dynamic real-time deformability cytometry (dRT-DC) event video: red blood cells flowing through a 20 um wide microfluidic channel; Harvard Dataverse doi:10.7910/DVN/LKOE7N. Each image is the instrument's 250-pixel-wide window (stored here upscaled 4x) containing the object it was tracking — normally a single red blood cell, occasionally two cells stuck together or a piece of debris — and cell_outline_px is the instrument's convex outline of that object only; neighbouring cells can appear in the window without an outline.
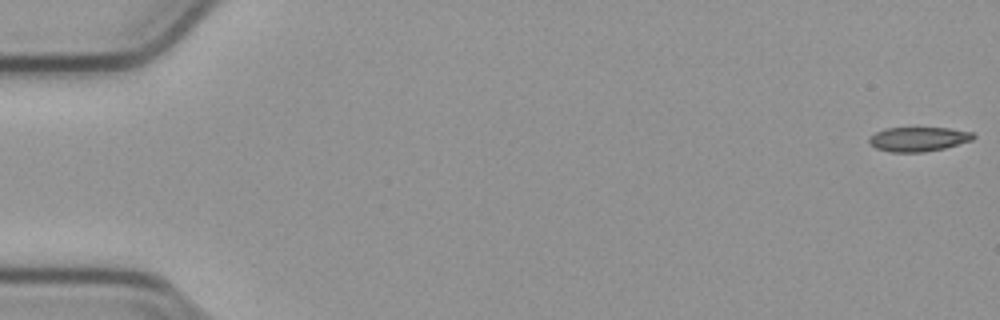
{"species": "common noctule bat (a hibernating species)", "species_latin": "Nyctalus noctula", "temperature_condition": "cold", "stored_images_in_passage": 55, "camera_frame_rate_fps": 3000, "um_per_image_px": 0.085, "animal": {"sex": "male", "body_mass_g": 23.1, "forearm_length_mm": 52.7}, "frame": {"image": 1, "passage_image": 1, "time_ms": 0.0, "image_size_px": [1000, 320], "cell_outline_px": [[976, 136], [972, 140], [944, 148], [924, 152], [892, 152], [876, 148], [868, 140], [868, 136], [884, 128], [948, 128], [972, 132]], "centroid_in_image_um": [78.05, 11.82], "position_along_channel_um": 7.0, "area_um2": 14.74}}
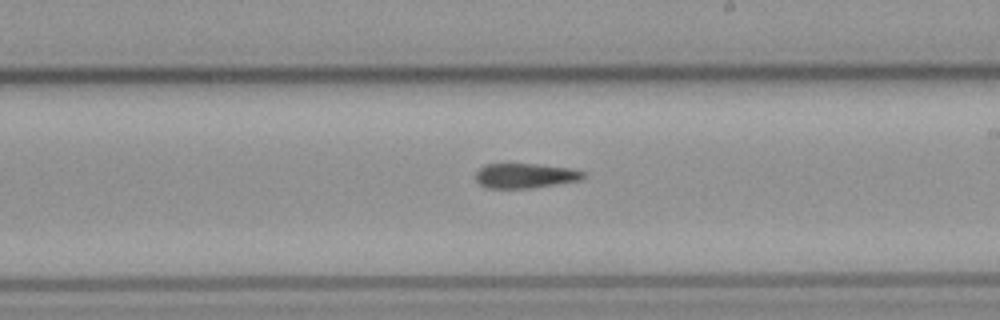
{"frame": {"image": 2, "passage_image": 32, "time_ms": 10.333, "image_size_px": [1000, 320], "cell_outline_px": [[584, 176], [580, 180], [532, 188], [488, 188], [480, 184], [476, 180], [476, 172], [484, 164], [536, 164], [568, 168], [584, 172]], "centroid_in_image_um": [44.6, 14.94], "position_along_channel_um": 244.4, "area_um2": 15.37}}
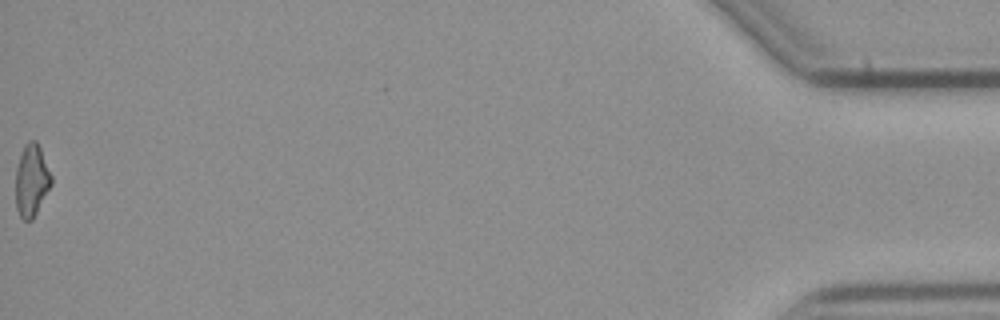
{"frame": {"image": 3, "passage_image": 55, "time_ms": 18.0, "image_size_px": [1000, 320], "cell_outline_px": [[52, 184], [32, 220], [24, 220], [20, 216], [16, 208], [16, 168], [24, 144], [28, 140], [36, 140], [40, 148], [52, 176]], "centroid_in_image_um": [2.68, 15.32], "position_along_channel_um": 432.5, "area_um2": 14.91}, "authors_computed_cell_mechanics": {"area_um2": 15.7794, "velocity_mm_per_s": 3.8181, "shape_relaxation_time_tau1_ms": 10.1461, "shape_relaxation_time_tau2_ms": null, "deformation_change_tau1": 0.2107, "deformation_change_tau2": null}}